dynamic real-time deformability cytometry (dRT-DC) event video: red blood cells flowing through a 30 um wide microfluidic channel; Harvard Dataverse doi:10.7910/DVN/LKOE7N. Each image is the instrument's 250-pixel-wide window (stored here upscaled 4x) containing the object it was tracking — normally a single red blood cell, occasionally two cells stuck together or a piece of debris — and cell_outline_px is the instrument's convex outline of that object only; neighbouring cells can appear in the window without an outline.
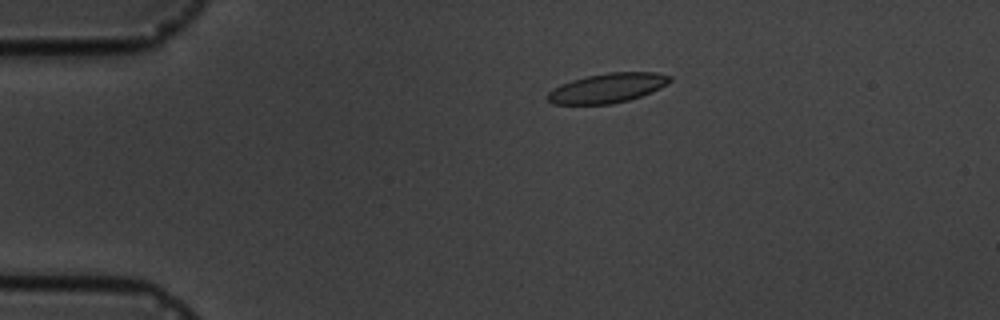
{"species": "common noctule bat (a hibernating species)", "species_latin": "Nyctalus noctula", "temperature_condition": "cold", "stored_images_in_passage": 17, "camera_frame_rate_fps": 3000, "um_per_image_px": 0.085, "animal": {"sex": "male", "body_mass_g": 19.5, "forearm_length_mm": 54.6}, "frame": {"image": 1, "passage_image": 4, "time_ms": 3.667, "image_size_px": [1000, 320], "cell_outline_px": [[672, 80], [668, 84], [652, 92], [628, 100], [612, 104], [552, 104], [548, 100], [548, 92], [560, 84], [572, 80], [588, 76], [608, 72], [656, 72], [672, 76]], "centroid_in_image_um": [51.66, 7.48], "position_along_channel_um": 33.3, "area_um2": 21.04}}
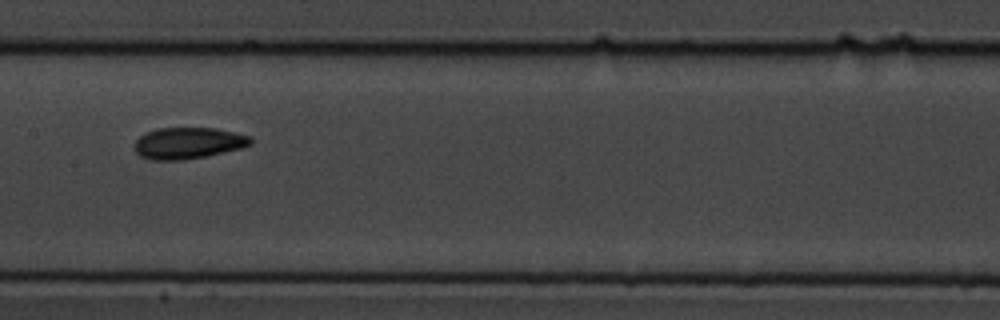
{"frame": {"image": 2, "passage_image": 9, "time_ms": 9.333, "image_size_px": [1000, 320], "cell_outline_px": [[252, 144], [240, 148], [224, 152], [184, 160], [148, 160], [140, 156], [132, 148], [136, 140], [144, 132], [156, 128], [216, 128], [252, 136]], "centroid_in_image_um": [15.95, 12.16], "position_along_channel_um": 191.4, "area_um2": 21.5}}
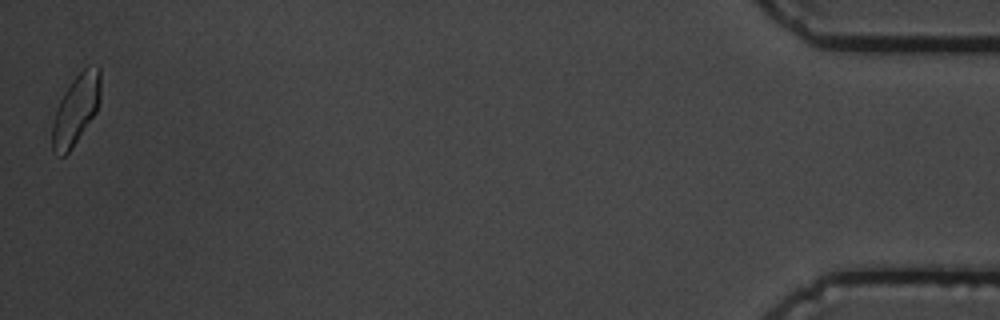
{"frame": {"image": 3, "passage_image": 17, "time_ms": 18.333, "image_size_px": [1000, 320], "cell_outline_px": [[100, 100], [96, 112], [72, 148], [64, 156], [60, 156], [52, 152], [52, 124], [56, 108], [64, 92], [72, 80], [88, 64], [100, 68]], "centroid_in_image_um": [6.45, 9.32], "position_along_channel_um": 428.8, "area_um2": 19.65}, "authors_computed_cell_mechanics": {"area_um2": 20.4612, "velocity_mm_per_s": 3.6295, "shape_relaxation_time_tau1_ms": 2.415, "shape_relaxation_time_tau2_ms": null, "deformation_change_tau1": 0.0869, "deformation_change_tau2": null}}